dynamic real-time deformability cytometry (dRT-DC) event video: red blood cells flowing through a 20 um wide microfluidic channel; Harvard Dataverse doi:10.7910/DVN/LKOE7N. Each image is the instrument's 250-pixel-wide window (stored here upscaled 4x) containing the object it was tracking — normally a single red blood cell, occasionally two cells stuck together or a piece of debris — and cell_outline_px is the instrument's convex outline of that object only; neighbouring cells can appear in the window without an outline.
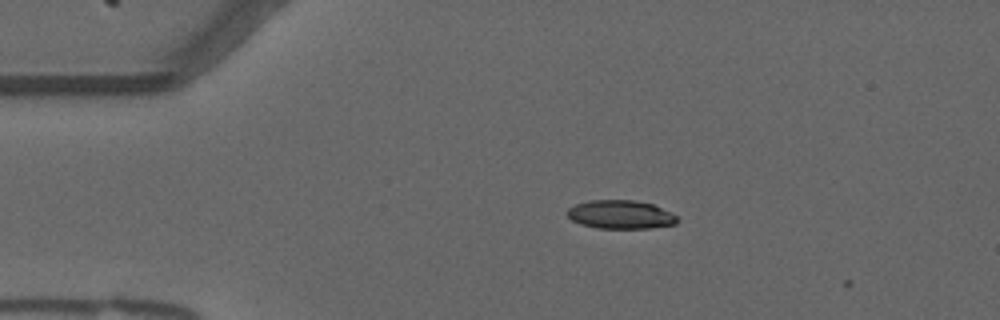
{"species": "common noctule bat (a hibernating species)", "species_latin": "Nyctalus noctula", "temperature_condition": "warm", "stored_images_in_passage": 3, "camera_frame_rate_fps": 3000, "um_per_image_px": 0.085, "animal": {"sex": "male", "forearm_length_mm": 52.5}, "frame": {"image": 1, "passage_image": 2, "time_ms": 0.333, "image_size_px": [1000, 320], "cell_outline_px": [[676, 224], [648, 228], [596, 228], [580, 224], [572, 220], [568, 216], [568, 208], [576, 204], [588, 200], [632, 200], [652, 204], [676, 216]], "centroid_in_image_um": [52.69, 18.24], "position_along_channel_um": 32.3, "area_um2": 18.03}}